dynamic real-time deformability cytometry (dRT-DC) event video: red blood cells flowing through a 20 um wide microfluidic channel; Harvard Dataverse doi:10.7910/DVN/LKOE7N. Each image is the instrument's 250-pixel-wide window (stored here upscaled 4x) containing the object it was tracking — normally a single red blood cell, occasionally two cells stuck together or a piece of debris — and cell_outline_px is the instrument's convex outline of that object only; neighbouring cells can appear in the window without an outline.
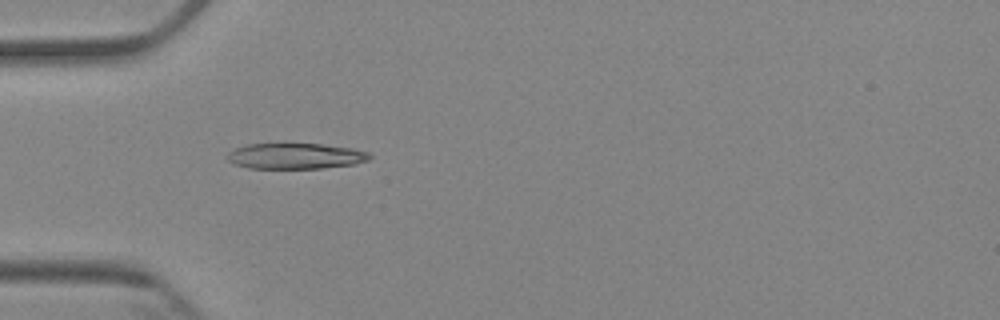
{"species": "Egyptian fruit bat (a non-hibernating species)", "species_latin": "Rousettus aegyptiacus", "temperature_condition": "cold", "stored_images_in_passage": 3, "camera_frame_rate_fps": 3000, "um_per_image_px": 0.085, "animal": {"sex": "female"}, "frame": {"image": 1, "passage_image": 3, "time_ms": 2.333, "image_size_px": [1000, 320], "cell_outline_px": [[372, 156], [368, 160], [356, 164], [320, 168], [248, 168], [236, 164], [228, 160], [224, 156], [228, 152], [236, 148], [248, 144], [324, 144], [352, 148], [368, 152]], "centroid_in_image_um": [25.12, 13.26], "position_along_channel_um": 59.9, "area_um2": 21.33}}